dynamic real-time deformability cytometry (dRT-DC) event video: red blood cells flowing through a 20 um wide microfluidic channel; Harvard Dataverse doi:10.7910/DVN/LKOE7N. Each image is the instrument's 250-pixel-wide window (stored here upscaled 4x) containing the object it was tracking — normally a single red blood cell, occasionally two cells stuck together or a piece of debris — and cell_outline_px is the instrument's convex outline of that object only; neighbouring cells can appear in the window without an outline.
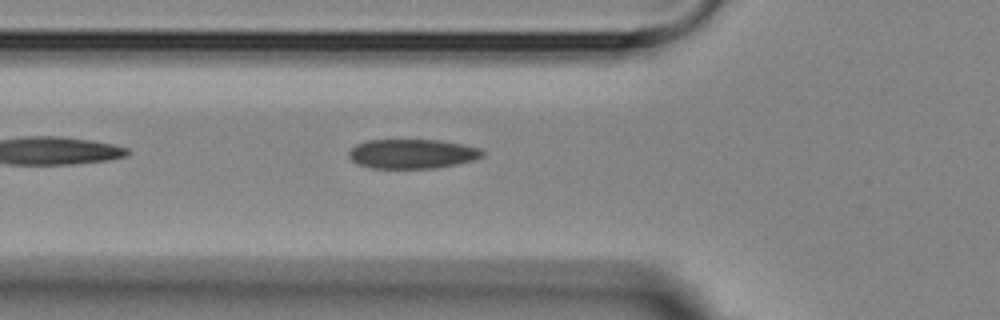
{"species": "Egyptian fruit bat (a non-hibernating species)", "species_latin": "Rousettus aegyptiacus", "temperature_condition": "room temperature", "stored_images_in_passage": 2, "camera_frame_rate_fps": 3000, "um_per_image_px": 0.085, "animal": {"sex": "female"}, "frame": {"image": 1, "passage_image": 2, "time_ms": 1.333, "image_size_px": [1000, 320], "cell_outline_px": [[484, 156], [472, 160], [456, 164], [436, 168], [368, 168], [356, 164], [348, 156], [348, 152], [356, 144], [368, 140], [436, 140], [460, 144], [480, 148], [484, 152]], "centroid_in_image_um": [35.0, 13.08], "position_along_channel_um": 90.8, "area_um2": 22.89}}